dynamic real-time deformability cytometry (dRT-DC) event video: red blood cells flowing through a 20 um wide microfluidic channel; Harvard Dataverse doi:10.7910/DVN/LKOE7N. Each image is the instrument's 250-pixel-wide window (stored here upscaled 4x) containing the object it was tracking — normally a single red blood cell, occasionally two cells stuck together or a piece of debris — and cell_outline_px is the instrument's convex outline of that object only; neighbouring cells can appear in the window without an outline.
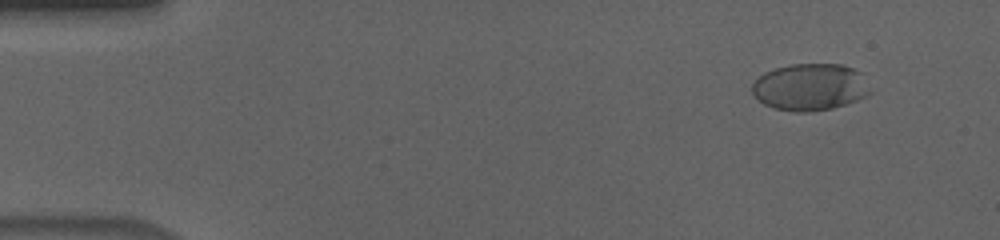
{"species": "human", "species_latin": "Homo sapiens", "temperature_condition": "cold", "stored_images_in_passage": 56, "camera_frame_rate_fps": 3000, "um_per_image_px": 0.085, "donor": {"sex": "male"}, "frame": {"image": 1, "passage_image": 5, "time_ms": 1.333, "image_size_px": [1000, 240], "cell_outline_px": [[872, 92], [856, 100], [832, 108], [808, 112], [796, 112], [776, 108], [764, 104], [752, 92], [752, 84], [764, 72], [776, 68], [792, 64], [840, 64], [852, 68], [860, 72]], "centroid_in_image_um": [68.85, 7.39], "position_along_channel_um": 16.1, "area_um2": 31.96}}
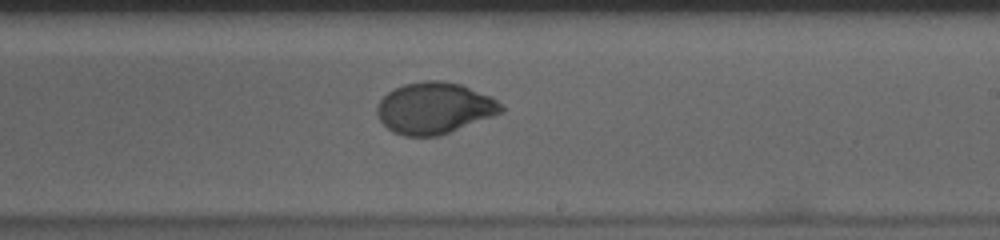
{"frame": {"image": 2, "passage_image": 34, "time_ms": 11.0, "image_size_px": [1000, 240], "cell_outline_px": [[504, 112], [440, 136], [404, 136], [388, 128], [380, 120], [376, 112], [376, 108], [380, 100], [388, 92], [404, 84], [424, 80], [444, 80], [460, 84], [492, 96], [504, 108]], "centroid_in_image_um": [36.94, 9.18], "position_along_channel_um": 252.1, "area_um2": 37.22}}
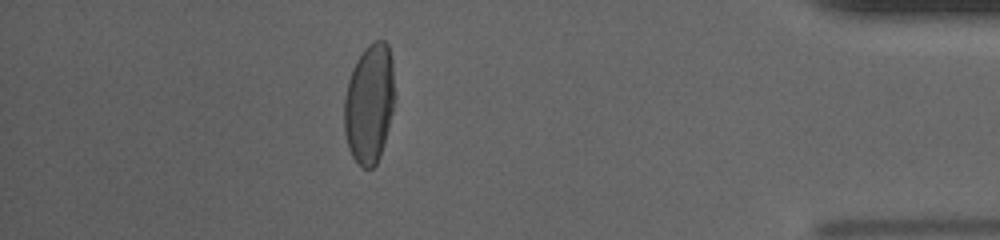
{"frame": {"image": 3, "passage_image": 50, "time_ms": 16.333, "image_size_px": [1000, 240], "cell_outline_px": [[396, 96], [388, 128], [380, 156], [376, 164], [372, 168], [360, 168], [352, 156], [348, 148], [344, 132], [344, 96], [348, 80], [352, 68], [356, 60], [364, 48], [368, 44], [376, 40], [384, 40], [388, 44], [392, 60]], "centroid_in_image_um": [31.39, 8.79], "position_along_channel_um": 403.8, "area_um2": 35.78}, "authors_computed_cell_mechanics": {"area_um2": 35.6915, "velocity_mm_per_s": 3.63, "shape_relaxation_time_tau1_ms": 3.8711, "shape_relaxation_time_tau2_ms": null, "deformation_change_tau1": 0.1657, "deformation_change_tau2": null}}